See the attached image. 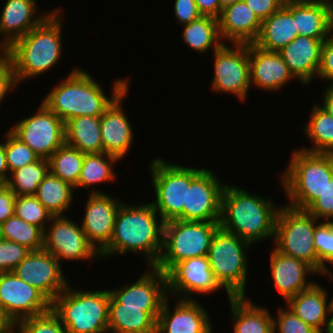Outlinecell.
Returning a JSON list of instances; mask_svg holds the SVG:
<instances>
[{
    "label": "cell",
    "instance_id": "f907efd6",
    "mask_svg": "<svg viewBox=\"0 0 333 333\" xmlns=\"http://www.w3.org/2000/svg\"><path fill=\"white\" fill-rule=\"evenodd\" d=\"M257 17L263 21L275 11L279 10L285 0H244Z\"/></svg>",
    "mask_w": 333,
    "mask_h": 333
},
{
    "label": "cell",
    "instance_id": "e0dca14e",
    "mask_svg": "<svg viewBox=\"0 0 333 333\" xmlns=\"http://www.w3.org/2000/svg\"><path fill=\"white\" fill-rule=\"evenodd\" d=\"M147 269L136 282L110 289V293L122 307L142 308V311L148 312L157 321L168 297L166 277L155 266H148Z\"/></svg>",
    "mask_w": 333,
    "mask_h": 333
},
{
    "label": "cell",
    "instance_id": "9f6ffc18",
    "mask_svg": "<svg viewBox=\"0 0 333 333\" xmlns=\"http://www.w3.org/2000/svg\"><path fill=\"white\" fill-rule=\"evenodd\" d=\"M16 325L0 307V333H15Z\"/></svg>",
    "mask_w": 333,
    "mask_h": 333
},
{
    "label": "cell",
    "instance_id": "680465c9",
    "mask_svg": "<svg viewBox=\"0 0 333 333\" xmlns=\"http://www.w3.org/2000/svg\"><path fill=\"white\" fill-rule=\"evenodd\" d=\"M0 58L9 54V46L0 37Z\"/></svg>",
    "mask_w": 333,
    "mask_h": 333
},
{
    "label": "cell",
    "instance_id": "83f0119b",
    "mask_svg": "<svg viewBox=\"0 0 333 333\" xmlns=\"http://www.w3.org/2000/svg\"><path fill=\"white\" fill-rule=\"evenodd\" d=\"M329 296V291L315 281L310 287L288 299L285 306L318 333H324L331 300Z\"/></svg>",
    "mask_w": 333,
    "mask_h": 333
},
{
    "label": "cell",
    "instance_id": "816d5d0a",
    "mask_svg": "<svg viewBox=\"0 0 333 333\" xmlns=\"http://www.w3.org/2000/svg\"><path fill=\"white\" fill-rule=\"evenodd\" d=\"M15 197L6 184H0V225L14 215Z\"/></svg>",
    "mask_w": 333,
    "mask_h": 333
},
{
    "label": "cell",
    "instance_id": "836d02e7",
    "mask_svg": "<svg viewBox=\"0 0 333 333\" xmlns=\"http://www.w3.org/2000/svg\"><path fill=\"white\" fill-rule=\"evenodd\" d=\"M74 192L76 191L72 184L49 171L39 184L35 196L53 216H59L65 215L73 205Z\"/></svg>",
    "mask_w": 333,
    "mask_h": 333
},
{
    "label": "cell",
    "instance_id": "2e32d148",
    "mask_svg": "<svg viewBox=\"0 0 333 333\" xmlns=\"http://www.w3.org/2000/svg\"><path fill=\"white\" fill-rule=\"evenodd\" d=\"M212 169H204L187 186L186 205L183 207V221L219 222L223 183Z\"/></svg>",
    "mask_w": 333,
    "mask_h": 333
},
{
    "label": "cell",
    "instance_id": "277c9868",
    "mask_svg": "<svg viewBox=\"0 0 333 333\" xmlns=\"http://www.w3.org/2000/svg\"><path fill=\"white\" fill-rule=\"evenodd\" d=\"M60 6L39 26L9 46L18 84L53 69L63 56V12ZM53 67V68H52Z\"/></svg>",
    "mask_w": 333,
    "mask_h": 333
},
{
    "label": "cell",
    "instance_id": "f5cc1de1",
    "mask_svg": "<svg viewBox=\"0 0 333 333\" xmlns=\"http://www.w3.org/2000/svg\"><path fill=\"white\" fill-rule=\"evenodd\" d=\"M195 2L202 16L219 18L222 11L220 0H195Z\"/></svg>",
    "mask_w": 333,
    "mask_h": 333
},
{
    "label": "cell",
    "instance_id": "f546056e",
    "mask_svg": "<svg viewBox=\"0 0 333 333\" xmlns=\"http://www.w3.org/2000/svg\"><path fill=\"white\" fill-rule=\"evenodd\" d=\"M299 36L292 14L282 6L262 21L256 46L265 51L278 52Z\"/></svg>",
    "mask_w": 333,
    "mask_h": 333
},
{
    "label": "cell",
    "instance_id": "7a4b0ae2",
    "mask_svg": "<svg viewBox=\"0 0 333 333\" xmlns=\"http://www.w3.org/2000/svg\"><path fill=\"white\" fill-rule=\"evenodd\" d=\"M72 69L67 77L58 80L59 83L42 100L64 123L79 116H101L129 87L128 76L117 78L112 83V92L108 96L91 73L78 66Z\"/></svg>",
    "mask_w": 333,
    "mask_h": 333
},
{
    "label": "cell",
    "instance_id": "7c38bea8",
    "mask_svg": "<svg viewBox=\"0 0 333 333\" xmlns=\"http://www.w3.org/2000/svg\"><path fill=\"white\" fill-rule=\"evenodd\" d=\"M65 123L42 102L31 116L18 120L8 130L28 145L42 159L50 156L65 143Z\"/></svg>",
    "mask_w": 333,
    "mask_h": 333
},
{
    "label": "cell",
    "instance_id": "b9f144b4",
    "mask_svg": "<svg viewBox=\"0 0 333 333\" xmlns=\"http://www.w3.org/2000/svg\"><path fill=\"white\" fill-rule=\"evenodd\" d=\"M5 135V155L9 174L18 168L36 162L39 157L25 143L15 137L9 130Z\"/></svg>",
    "mask_w": 333,
    "mask_h": 333
},
{
    "label": "cell",
    "instance_id": "52a82bcc",
    "mask_svg": "<svg viewBox=\"0 0 333 333\" xmlns=\"http://www.w3.org/2000/svg\"><path fill=\"white\" fill-rule=\"evenodd\" d=\"M252 245L235 234L219 228L211 242L208 259L210 268L227 299L246 297L248 252Z\"/></svg>",
    "mask_w": 333,
    "mask_h": 333
},
{
    "label": "cell",
    "instance_id": "1f68e13d",
    "mask_svg": "<svg viewBox=\"0 0 333 333\" xmlns=\"http://www.w3.org/2000/svg\"><path fill=\"white\" fill-rule=\"evenodd\" d=\"M100 116H79L65 122V143L85 154L102 153Z\"/></svg>",
    "mask_w": 333,
    "mask_h": 333
},
{
    "label": "cell",
    "instance_id": "4fadbf2b",
    "mask_svg": "<svg viewBox=\"0 0 333 333\" xmlns=\"http://www.w3.org/2000/svg\"><path fill=\"white\" fill-rule=\"evenodd\" d=\"M43 249L60 263L101 259L100 254L88 242L81 225L67 215L52 217L44 231Z\"/></svg>",
    "mask_w": 333,
    "mask_h": 333
},
{
    "label": "cell",
    "instance_id": "db71d44e",
    "mask_svg": "<svg viewBox=\"0 0 333 333\" xmlns=\"http://www.w3.org/2000/svg\"><path fill=\"white\" fill-rule=\"evenodd\" d=\"M321 100L322 103L319 102V105L333 117V83L324 88Z\"/></svg>",
    "mask_w": 333,
    "mask_h": 333
},
{
    "label": "cell",
    "instance_id": "44dd1931",
    "mask_svg": "<svg viewBox=\"0 0 333 333\" xmlns=\"http://www.w3.org/2000/svg\"><path fill=\"white\" fill-rule=\"evenodd\" d=\"M129 87L121 93L100 116V132L103 152L123 160L128 156L134 142V129L122 103L127 98ZM124 99V100H123Z\"/></svg>",
    "mask_w": 333,
    "mask_h": 333
},
{
    "label": "cell",
    "instance_id": "7402d4cb",
    "mask_svg": "<svg viewBox=\"0 0 333 333\" xmlns=\"http://www.w3.org/2000/svg\"><path fill=\"white\" fill-rule=\"evenodd\" d=\"M249 66L251 88L269 92L280 89L296 80L279 52L265 51L249 43Z\"/></svg>",
    "mask_w": 333,
    "mask_h": 333
},
{
    "label": "cell",
    "instance_id": "f35d334b",
    "mask_svg": "<svg viewBox=\"0 0 333 333\" xmlns=\"http://www.w3.org/2000/svg\"><path fill=\"white\" fill-rule=\"evenodd\" d=\"M49 172V161L39 158L10 173L5 183L18 196L35 195L41 181Z\"/></svg>",
    "mask_w": 333,
    "mask_h": 333
},
{
    "label": "cell",
    "instance_id": "c3c4849f",
    "mask_svg": "<svg viewBox=\"0 0 333 333\" xmlns=\"http://www.w3.org/2000/svg\"><path fill=\"white\" fill-rule=\"evenodd\" d=\"M174 15L176 23L183 26L199 19L200 14L195 0H174Z\"/></svg>",
    "mask_w": 333,
    "mask_h": 333
},
{
    "label": "cell",
    "instance_id": "d4e9b609",
    "mask_svg": "<svg viewBox=\"0 0 333 333\" xmlns=\"http://www.w3.org/2000/svg\"><path fill=\"white\" fill-rule=\"evenodd\" d=\"M326 40L297 36L278 51L296 81L304 86L317 79L321 48Z\"/></svg>",
    "mask_w": 333,
    "mask_h": 333
},
{
    "label": "cell",
    "instance_id": "9a60e30c",
    "mask_svg": "<svg viewBox=\"0 0 333 333\" xmlns=\"http://www.w3.org/2000/svg\"><path fill=\"white\" fill-rule=\"evenodd\" d=\"M51 301L14 272L0 273V307L16 325L20 320L51 310Z\"/></svg>",
    "mask_w": 333,
    "mask_h": 333
},
{
    "label": "cell",
    "instance_id": "6f0895ef",
    "mask_svg": "<svg viewBox=\"0 0 333 333\" xmlns=\"http://www.w3.org/2000/svg\"><path fill=\"white\" fill-rule=\"evenodd\" d=\"M324 332L333 333V296L331 297L330 300L329 310H328V320Z\"/></svg>",
    "mask_w": 333,
    "mask_h": 333
},
{
    "label": "cell",
    "instance_id": "bcb514c9",
    "mask_svg": "<svg viewBox=\"0 0 333 333\" xmlns=\"http://www.w3.org/2000/svg\"><path fill=\"white\" fill-rule=\"evenodd\" d=\"M306 211L319 221H333V178Z\"/></svg>",
    "mask_w": 333,
    "mask_h": 333
},
{
    "label": "cell",
    "instance_id": "8992f818",
    "mask_svg": "<svg viewBox=\"0 0 333 333\" xmlns=\"http://www.w3.org/2000/svg\"><path fill=\"white\" fill-rule=\"evenodd\" d=\"M72 287L69 284L51 303L68 333H108L110 290Z\"/></svg>",
    "mask_w": 333,
    "mask_h": 333
},
{
    "label": "cell",
    "instance_id": "91938a15",
    "mask_svg": "<svg viewBox=\"0 0 333 333\" xmlns=\"http://www.w3.org/2000/svg\"><path fill=\"white\" fill-rule=\"evenodd\" d=\"M328 41L333 44V12L329 19Z\"/></svg>",
    "mask_w": 333,
    "mask_h": 333
},
{
    "label": "cell",
    "instance_id": "cb8c5ba5",
    "mask_svg": "<svg viewBox=\"0 0 333 333\" xmlns=\"http://www.w3.org/2000/svg\"><path fill=\"white\" fill-rule=\"evenodd\" d=\"M37 3V0H6L0 13V37L8 46L60 8L58 6L52 11H39Z\"/></svg>",
    "mask_w": 333,
    "mask_h": 333
},
{
    "label": "cell",
    "instance_id": "ba28073f",
    "mask_svg": "<svg viewBox=\"0 0 333 333\" xmlns=\"http://www.w3.org/2000/svg\"><path fill=\"white\" fill-rule=\"evenodd\" d=\"M149 173L155 192L151 205L164 222L183 221V207L186 205L187 186L205 169L182 166L160 157L151 159Z\"/></svg>",
    "mask_w": 333,
    "mask_h": 333
},
{
    "label": "cell",
    "instance_id": "74e56055",
    "mask_svg": "<svg viewBox=\"0 0 333 333\" xmlns=\"http://www.w3.org/2000/svg\"><path fill=\"white\" fill-rule=\"evenodd\" d=\"M0 238L18 243L31 251L42 250L44 246V231L15 214L0 225Z\"/></svg>",
    "mask_w": 333,
    "mask_h": 333
},
{
    "label": "cell",
    "instance_id": "3957f363",
    "mask_svg": "<svg viewBox=\"0 0 333 333\" xmlns=\"http://www.w3.org/2000/svg\"><path fill=\"white\" fill-rule=\"evenodd\" d=\"M226 184L221 200V229L237 235L251 245L274 239L275 225L281 205L270 197ZM279 206V207H278Z\"/></svg>",
    "mask_w": 333,
    "mask_h": 333
},
{
    "label": "cell",
    "instance_id": "8d00e7d4",
    "mask_svg": "<svg viewBox=\"0 0 333 333\" xmlns=\"http://www.w3.org/2000/svg\"><path fill=\"white\" fill-rule=\"evenodd\" d=\"M85 153L64 143L48 159L49 171L73 186L78 183Z\"/></svg>",
    "mask_w": 333,
    "mask_h": 333
},
{
    "label": "cell",
    "instance_id": "ffe728a7",
    "mask_svg": "<svg viewBox=\"0 0 333 333\" xmlns=\"http://www.w3.org/2000/svg\"><path fill=\"white\" fill-rule=\"evenodd\" d=\"M169 299L171 296L166 298L158 315L156 333H213L209 311L198 299L176 298L173 308Z\"/></svg>",
    "mask_w": 333,
    "mask_h": 333
},
{
    "label": "cell",
    "instance_id": "f1b7e54d",
    "mask_svg": "<svg viewBox=\"0 0 333 333\" xmlns=\"http://www.w3.org/2000/svg\"><path fill=\"white\" fill-rule=\"evenodd\" d=\"M227 301L233 333H273V314L267 307L256 305L248 296L231 297Z\"/></svg>",
    "mask_w": 333,
    "mask_h": 333
},
{
    "label": "cell",
    "instance_id": "8fae6325",
    "mask_svg": "<svg viewBox=\"0 0 333 333\" xmlns=\"http://www.w3.org/2000/svg\"><path fill=\"white\" fill-rule=\"evenodd\" d=\"M230 44L225 42L213 52L214 75L210 88L215 93L233 94L244 103L251 89L249 44Z\"/></svg>",
    "mask_w": 333,
    "mask_h": 333
},
{
    "label": "cell",
    "instance_id": "603a6c76",
    "mask_svg": "<svg viewBox=\"0 0 333 333\" xmlns=\"http://www.w3.org/2000/svg\"><path fill=\"white\" fill-rule=\"evenodd\" d=\"M269 260L273 286L285 300L284 302L315 282L312 278L309 280L307 278L313 275L319 276L306 262L285 255L275 248L272 249Z\"/></svg>",
    "mask_w": 333,
    "mask_h": 333
},
{
    "label": "cell",
    "instance_id": "94428289",
    "mask_svg": "<svg viewBox=\"0 0 333 333\" xmlns=\"http://www.w3.org/2000/svg\"><path fill=\"white\" fill-rule=\"evenodd\" d=\"M238 1H241V0H220L221 9H223L229 5H232Z\"/></svg>",
    "mask_w": 333,
    "mask_h": 333
},
{
    "label": "cell",
    "instance_id": "7dc6e473",
    "mask_svg": "<svg viewBox=\"0 0 333 333\" xmlns=\"http://www.w3.org/2000/svg\"><path fill=\"white\" fill-rule=\"evenodd\" d=\"M18 85L12 58L7 54L0 58V106L9 92L18 89Z\"/></svg>",
    "mask_w": 333,
    "mask_h": 333
},
{
    "label": "cell",
    "instance_id": "4dcf8cb0",
    "mask_svg": "<svg viewBox=\"0 0 333 333\" xmlns=\"http://www.w3.org/2000/svg\"><path fill=\"white\" fill-rule=\"evenodd\" d=\"M156 323L142 308L122 307L110 293L108 333H156Z\"/></svg>",
    "mask_w": 333,
    "mask_h": 333
},
{
    "label": "cell",
    "instance_id": "e575fe53",
    "mask_svg": "<svg viewBox=\"0 0 333 333\" xmlns=\"http://www.w3.org/2000/svg\"><path fill=\"white\" fill-rule=\"evenodd\" d=\"M181 39L188 47L199 54L216 51L224 42L219 33L218 19L201 16L199 19L183 25Z\"/></svg>",
    "mask_w": 333,
    "mask_h": 333
},
{
    "label": "cell",
    "instance_id": "484cf974",
    "mask_svg": "<svg viewBox=\"0 0 333 333\" xmlns=\"http://www.w3.org/2000/svg\"><path fill=\"white\" fill-rule=\"evenodd\" d=\"M261 25L262 21L244 0L223 8L218 18L219 33L224 43H254Z\"/></svg>",
    "mask_w": 333,
    "mask_h": 333
},
{
    "label": "cell",
    "instance_id": "d590c367",
    "mask_svg": "<svg viewBox=\"0 0 333 333\" xmlns=\"http://www.w3.org/2000/svg\"><path fill=\"white\" fill-rule=\"evenodd\" d=\"M311 109V116L302 130L313 147L302 146L300 149L333 154V117L316 102Z\"/></svg>",
    "mask_w": 333,
    "mask_h": 333
},
{
    "label": "cell",
    "instance_id": "5bb4252c",
    "mask_svg": "<svg viewBox=\"0 0 333 333\" xmlns=\"http://www.w3.org/2000/svg\"><path fill=\"white\" fill-rule=\"evenodd\" d=\"M168 296L198 299L194 294L210 295L224 290L216 281L208 256L193 257L173 264L166 272Z\"/></svg>",
    "mask_w": 333,
    "mask_h": 333
},
{
    "label": "cell",
    "instance_id": "4316f807",
    "mask_svg": "<svg viewBox=\"0 0 333 333\" xmlns=\"http://www.w3.org/2000/svg\"><path fill=\"white\" fill-rule=\"evenodd\" d=\"M283 6L292 14L299 36L328 39L333 0H285Z\"/></svg>",
    "mask_w": 333,
    "mask_h": 333
},
{
    "label": "cell",
    "instance_id": "f6af8a7d",
    "mask_svg": "<svg viewBox=\"0 0 333 333\" xmlns=\"http://www.w3.org/2000/svg\"><path fill=\"white\" fill-rule=\"evenodd\" d=\"M31 250L18 243L0 238V273L13 272Z\"/></svg>",
    "mask_w": 333,
    "mask_h": 333
},
{
    "label": "cell",
    "instance_id": "30bf717a",
    "mask_svg": "<svg viewBox=\"0 0 333 333\" xmlns=\"http://www.w3.org/2000/svg\"><path fill=\"white\" fill-rule=\"evenodd\" d=\"M318 219L306 210L282 205L276 219L274 248L291 257L306 262L317 272V251L314 244Z\"/></svg>",
    "mask_w": 333,
    "mask_h": 333
},
{
    "label": "cell",
    "instance_id": "ac0fdd59",
    "mask_svg": "<svg viewBox=\"0 0 333 333\" xmlns=\"http://www.w3.org/2000/svg\"><path fill=\"white\" fill-rule=\"evenodd\" d=\"M62 265L51 253L42 249L31 251L13 272L52 302L70 284Z\"/></svg>",
    "mask_w": 333,
    "mask_h": 333
},
{
    "label": "cell",
    "instance_id": "d6986e66",
    "mask_svg": "<svg viewBox=\"0 0 333 333\" xmlns=\"http://www.w3.org/2000/svg\"><path fill=\"white\" fill-rule=\"evenodd\" d=\"M80 223L88 242L100 254L110 243L115 219L124 201L112 194H90Z\"/></svg>",
    "mask_w": 333,
    "mask_h": 333
},
{
    "label": "cell",
    "instance_id": "9c48e42d",
    "mask_svg": "<svg viewBox=\"0 0 333 333\" xmlns=\"http://www.w3.org/2000/svg\"><path fill=\"white\" fill-rule=\"evenodd\" d=\"M219 222L171 220L164 223L163 250L156 268L165 273L173 264L208 256Z\"/></svg>",
    "mask_w": 333,
    "mask_h": 333
},
{
    "label": "cell",
    "instance_id": "ab89813d",
    "mask_svg": "<svg viewBox=\"0 0 333 333\" xmlns=\"http://www.w3.org/2000/svg\"><path fill=\"white\" fill-rule=\"evenodd\" d=\"M314 244L317 251V273L333 282V221H321L314 232ZM328 263V264H327Z\"/></svg>",
    "mask_w": 333,
    "mask_h": 333
},
{
    "label": "cell",
    "instance_id": "5b68a950",
    "mask_svg": "<svg viewBox=\"0 0 333 333\" xmlns=\"http://www.w3.org/2000/svg\"><path fill=\"white\" fill-rule=\"evenodd\" d=\"M333 178V154L308 152L295 147L281 174L280 185L289 202L286 205L306 210Z\"/></svg>",
    "mask_w": 333,
    "mask_h": 333
},
{
    "label": "cell",
    "instance_id": "d6a6232c",
    "mask_svg": "<svg viewBox=\"0 0 333 333\" xmlns=\"http://www.w3.org/2000/svg\"><path fill=\"white\" fill-rule=\"evenodd\" d=\"M118 162H120L118 158L104 152L85 154L78 183L74 186L75 191L83 188L89 190L90 194H108L109 192L95 188V184L97 186L115 181L117 175L114 167Z\"/></svg>",
    "mask_w": 333,
    "mask_h": 333
},
{
    "label": "cell",
    "instance_id": "681fc988",
    "mask_svg": "<svg viewBox=\"0 0 333 333\" xmlns=\"http://www.w3.org/2000/svg\"><path fill=\"white\" fill-rule=\"evenodd\" d=\"M326 83H333V44L326 40L321 48L320 65L317 72V79Z\"/></svg>",
    "mask_w": 333,
    "mask_h": 333
},
{
    "label": "cell",
    "instance_id": "6da1fadb",
    "mask_svg": "<svg viewBox=\"0 0 333 333\" xmlns=\"http://www.w3.org/2000/svg\"><path fill=\"white\" fill-rule=\"evenodd\" d=\"M164 223L151 203L123 202L110 243L100 253V258L141 253L148 266H156L163 250Z\"/></svg>",
    "mask_w": 333,
    "mask_h": 333
},
{
    "label": "cell",
    "instance_id": "11a10c76",
    "mask_svg": "<svg viewBox=\"0 0 333 333\" xmlns=\"http://www.w3.org/2000/svg\"><path fill=\"white\" fill-rule=\"evenodd\" d=\"M3 140H0V184H5L10 175L5 155V137Z\"/></svg>",
    "mask_w": 333,
    "mask_h": 333
},
{
    "label": "cell",
    "instance_id": "7bdbcfd3",
    "mask_svg": "<svg viewBox=\"0 0 333 333\" xmlns=\"http://www.w3.org/2000/svg\"><path fill=\"white\" fill-rule=\"evenodd\" d=\"M15 330L16 333H68L52 309L41 315L20 320Z\"/></svg>",
    "mask_w": 333,
    "mask_h": 333
},
{
    "label": "cell",
    "instance_id": "ee69618b",
    "mask_svg": "<svg viewBox=\"0 0 333 333\" xmlns=\"http://www.w3.org/2000/svg\"><path fill=\"white\" fill-rule=\"evenodd\" d=\"M276 313L277 316H273V333H318L287 306H279Z\"/></svg>",
    "mask_w": 333,
    "mask_h": 333
},
{
    "label": "cell",
    "instance_id": "60d3db41",
    "mask_svg": "<svg viewBox=\"0 0 333 333\" xmlns=\"http://www.w3.org/2000/svg\"><path fill=\"white\" fill-rule=\"evenodd\" d=\"M14 214L29 224L40 227L43 231L53 217L35 195H16Z\"/></svg>",
    "mask_w": 333,
    "mask_h": 333
}]
</instances>
